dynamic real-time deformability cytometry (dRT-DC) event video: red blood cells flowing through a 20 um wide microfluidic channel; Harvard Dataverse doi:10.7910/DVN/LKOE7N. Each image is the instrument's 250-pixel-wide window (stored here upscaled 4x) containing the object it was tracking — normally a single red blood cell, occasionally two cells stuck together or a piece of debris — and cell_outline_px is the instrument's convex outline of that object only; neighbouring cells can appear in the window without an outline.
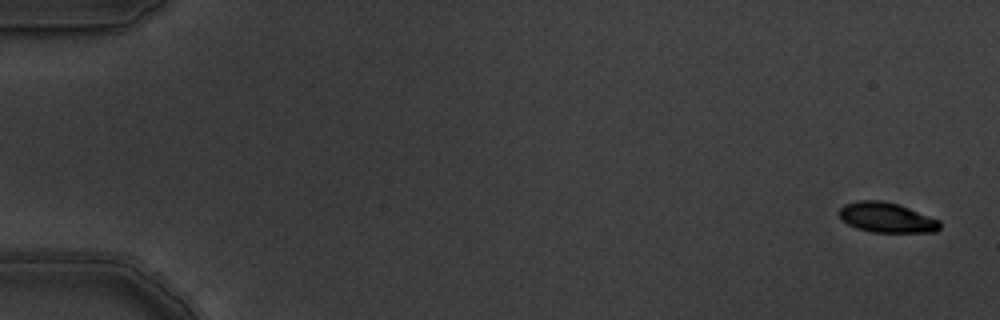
{"species": "common noctule bat (a hibernating species)", "species_latin": "Nyctalus noctula", "temperature_condition": "warm", "stored_images_in_passage": 5, "camera_frame_rate_fps": 3000, "um_per_image_px": 0.085, "animal": {"sex": "male", "body_mass_g": 19.5, "forearm_length_mm": 54.6}, "frame": {"image": 1, "passage_image": 1, "time_ms": 0.0, "image_size_px": [1000, 320], "cell_outline_px": [[940, 228], [936, 232], [872, 232], [856, 228], [848, 224], [840, 216], [840, 208], [844, 204], [856, 200], [884, 200], [908, 208], [940, 220]], "centroid_in_image_um": [75.36, 18.49], "position_along_channel_um": 9.6, "area_um2": 17.51}}
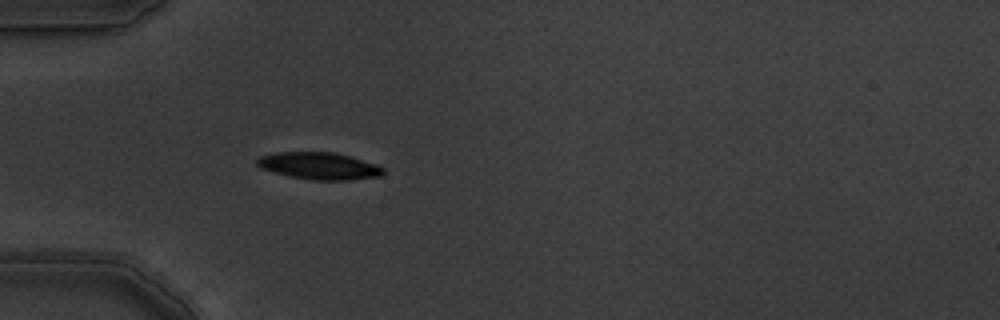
{"frame": {"image": 2, "passage_image": 5, "time_ms": 1.333, "image_size_px": [1000, 320], "cell_outline_px": [[384, 172], [380, 176], [348, 180], [312, 180], [288, 176], [260, 168], [256, 164], [256, 160], [260, 156], [276, 152], [332, 152], [348, 156], [376, 164], [384, 168]], "centroid_in_image_um": [27.1, 14.1], "position_along_channel_um": 57.9, "area_um2": 19.83}}